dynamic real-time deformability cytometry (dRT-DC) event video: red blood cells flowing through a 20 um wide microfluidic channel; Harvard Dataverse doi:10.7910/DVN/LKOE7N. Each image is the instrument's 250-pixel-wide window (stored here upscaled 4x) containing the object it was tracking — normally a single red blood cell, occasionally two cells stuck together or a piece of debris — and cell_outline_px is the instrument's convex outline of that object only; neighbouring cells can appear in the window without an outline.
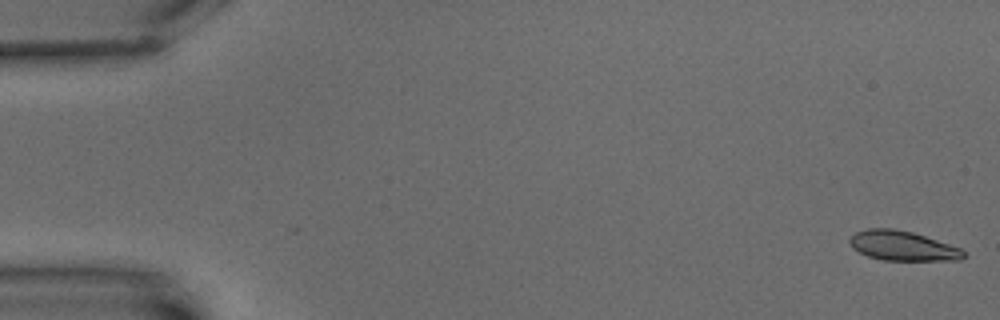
{"species": "common noctule bat (a hibernating species)", "species_latin": "Nyctalus noctula", "temperature_condition": "warm", "stored_images_in_passage": 6, "camera_frame_rate_fps": 3000, "um_per_image_px": 0.085, "animal": {"sex": "male", "body_mass_g": 15.6}, "frame": {"image": 1, "passage_image": 1, "time_ms": 0.0, "image_size_px": [1000, 320], "cell_outline_px": [[968, 256], [960, 260], [884, 260], [868, 256], [852, 248], [848, 240], [856, 232], [868, 228], [892, 228], [912, 232], [960, 248]], "centroid_in_image_um": [76.71, 20.9], "position_along_channel_um": 8.3, "area_um2": 19.54}}
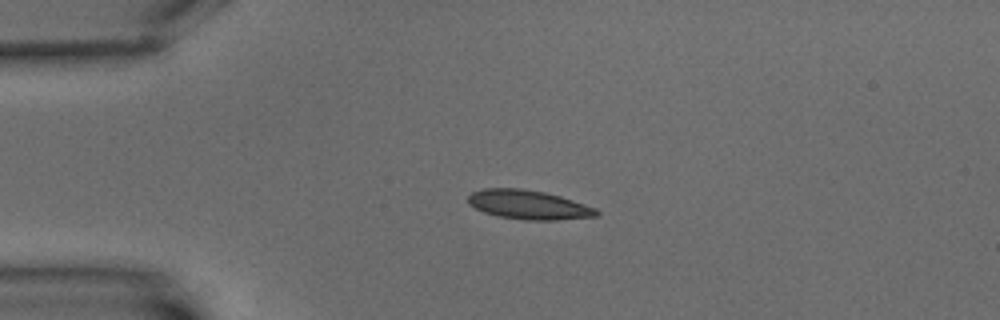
{"frame": {"image": 2, "passage_image": 5, "time_ms": 4.667, "image_size_px": [1000, 320], "cell_outline_px": [[600, 212], [596, 216], [556, 220], [524, 220], [500, 216], [484, 212], [468, 204], [468, 196], [472, 192], [484, 188], [520, 188], [544, 192], [560, 196], [596, 208]], "centroid_in_image_um": [44.91, 17.4], "position_along_channel_um": 40.1, "area_um2": 21.68}}